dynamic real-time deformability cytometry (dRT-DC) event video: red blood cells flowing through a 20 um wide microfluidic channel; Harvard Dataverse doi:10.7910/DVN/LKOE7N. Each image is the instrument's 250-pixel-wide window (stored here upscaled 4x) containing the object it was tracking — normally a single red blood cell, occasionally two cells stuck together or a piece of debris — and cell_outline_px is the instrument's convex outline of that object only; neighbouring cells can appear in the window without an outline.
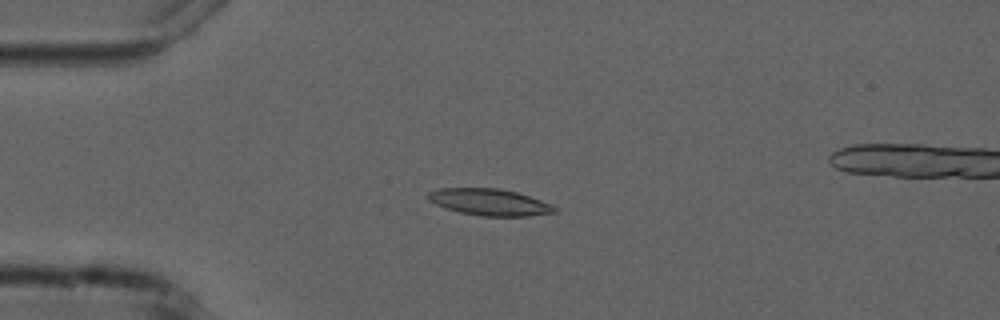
{"species": "common noctule bat (a hibernating species)", "species_latin": "Nyctalus noctula", "temperature_condition": "cold", "stored_images_in_passage": 8, "camera_frame_rate_fps": 3000, "um_per_image_px": 0.085, "animal": {"sex": "male", "forearm_length_mm": 52.5}, "frame": {"image": 1, "passage_image": 4, "time_ms": 4.0, "image_size_px": [1000, 320], "cell_outline_px": [[556, 212], [528, 216], [480, 216], [460, 212], [444, 208], [428, 200], [428, 192], [440, 188], [500, 188], [516, 192], [540, 200], [556, 208]], "centroid_in_image_um": [41.56, 17.18], "position_along_channel_um": 43.4, "area_um2": 19.48}}
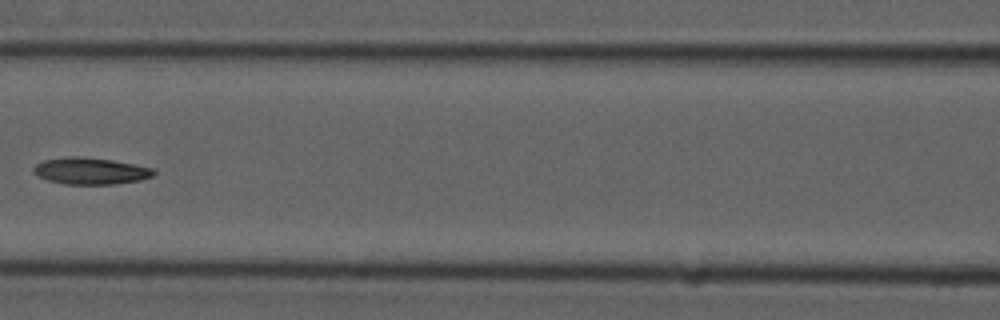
{"frame": {"image": 2, "passage_image": 7, "time_ms": 7.667, "image_size_px": [1000, 320], "cell_outline_px": [[156, 172], [152, 176], [140, 180], [112, 184], [64, 184], [48, 180], [32, 172], [32, 168], [36, 164], [44, 160], [68, 156], [80, 156], [112, 160], [152, 168]], "centroid_in_image_um": [7.66, 14.53], "position_along_channel_um": 158.9, "area_um2": 18.55}}
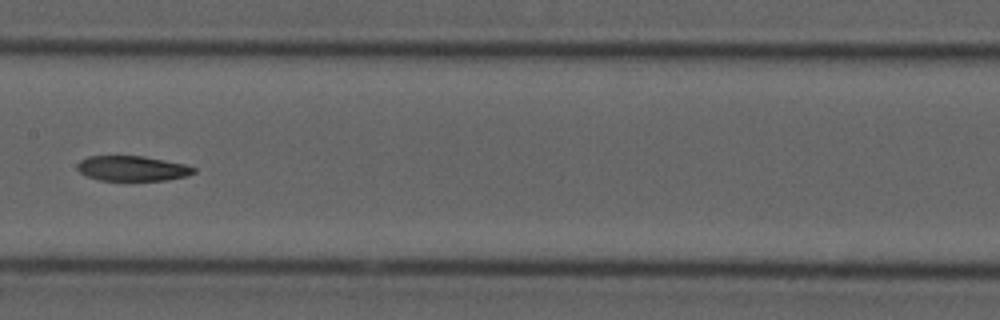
{"frame": {"image": 3, "passage_image": 8, "time_ms": 8.667, "image_size_px": [1000, 320], "cell_outline_px": [[196, 172], [188, 176], [164, 180], [100, 180], [88, 176], [80, 172], [76, 168], [76, 164], [80, 160], [88, 156], [144, 156], [184, 164], [196, 168]], "centroid_in_image_um": [11.24, 14.31], "position_along_channel_um": 196.2, "area_um2": 16.99}}